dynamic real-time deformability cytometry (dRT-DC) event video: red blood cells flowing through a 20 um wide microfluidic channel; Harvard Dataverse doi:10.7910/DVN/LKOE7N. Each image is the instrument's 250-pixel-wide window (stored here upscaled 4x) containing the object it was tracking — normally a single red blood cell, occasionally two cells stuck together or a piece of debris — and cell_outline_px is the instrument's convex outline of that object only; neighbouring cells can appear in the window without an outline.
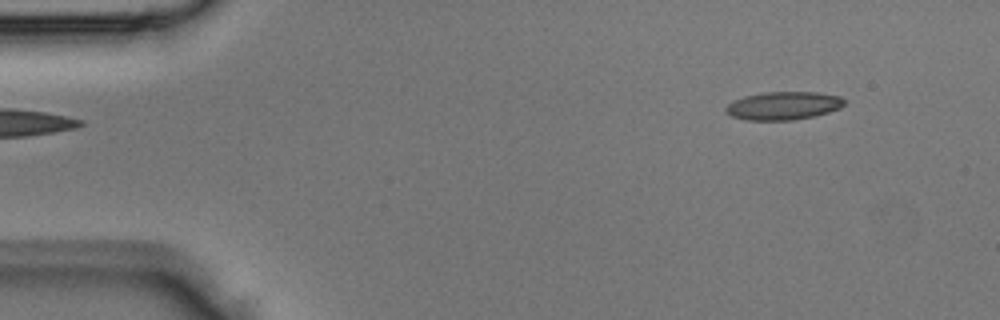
{"species": "Egyptian fruit bat (a non-hibernating species)", "species_latin": "Rousettus aegyptiacus", "temperature_condition": "room temperature", "stored_images_in_passage": 5, "segment_of_instrument_passage": [1, 2], "camera_frame_rate_fps": 3000, "um_per_image_px": 0.085, "animal": {"sex": "male"}, "frame": {"image": 1, "passage_image": 2, "time_ms": 0.333, "image_size_px": [1000, 320], "cell_outline_px": [[844, 104], [840, 108], [828, 112], [812, 116], [792, 120], [744, 120], [732, 116], [724, 108], [732, 100], [744, 96], [764, 92], [816, 92], [840, 96], [844, 100]], "centroid_in_image_um": [66.56, 8.98], "position_along_channel_um": 18.4, "area_um2": 19.36}}
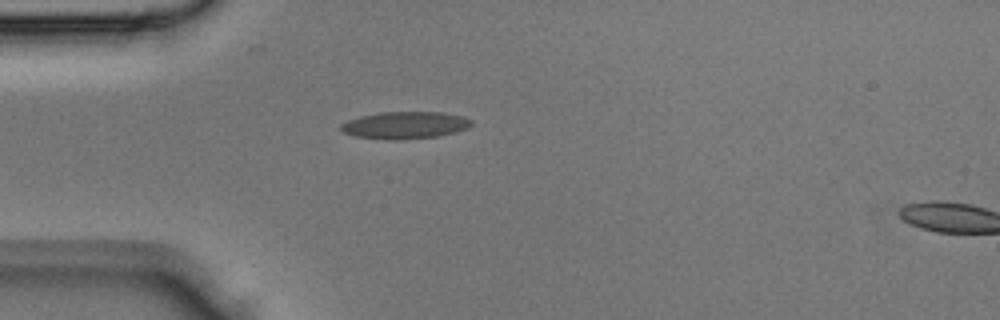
{"frame": {"image": 2, "passage_image": 4, "time_ms": 1.0, "image_size_px": [1000, 320], "cell_outline_px": [[472, 124], [468, 128], [456, 132], [440, 136], [400, 140], [384, 140], [356, 136], [344, 132], [340, 128], [340, 124], [348, 120], [360, 116], [380, 112], [444, 112], [464, 116], [472, 120]], "centroid_in_image_um": [34.45, 10.64], "position_along_channel_um": 50.5, "area_um2": 20.92}}